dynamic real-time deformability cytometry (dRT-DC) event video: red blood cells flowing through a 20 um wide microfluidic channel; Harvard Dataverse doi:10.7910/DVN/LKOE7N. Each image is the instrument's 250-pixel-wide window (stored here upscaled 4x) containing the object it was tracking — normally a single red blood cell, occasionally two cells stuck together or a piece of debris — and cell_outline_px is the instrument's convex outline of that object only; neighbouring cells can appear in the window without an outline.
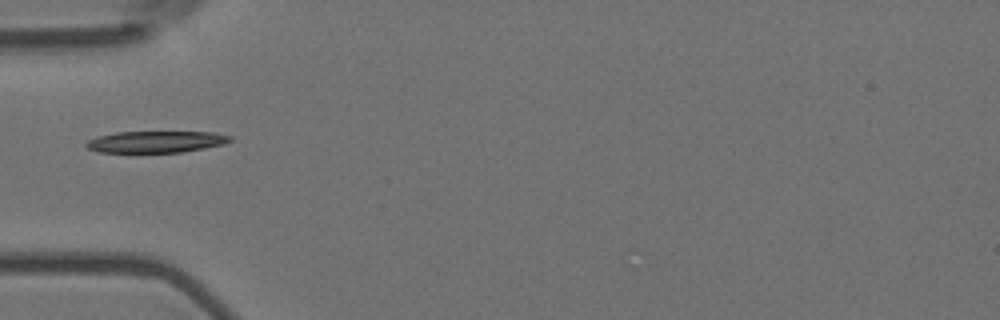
{"species": "Egyptian fruit bat (a non-hibernating species)", "species_latin": "Rousettus aegyptiacus", "temperature_condition": "room temperature", "stored_images_in_passage": 4, "camera_frame_rate_fps": 3000, "um_per_image_px": 0.085, "animal": {"sex": "female"}, "frame": {"image": 1, "passage_image": 2, "time_ms": 0.333, "image_size_px": [1000, 320], "cell_outline_px": [[232, 140], [224, 144], [204, 148], [180, 152], [100, 152], [88, 148], [84, 144], [88, 140], [96, 136], [116, 132], [216, 132], [232, 136]], "centroid_in_image_um": [13.26, 12.04], "position_along_channel_um": 71.7, "area_um2": 18.09}}
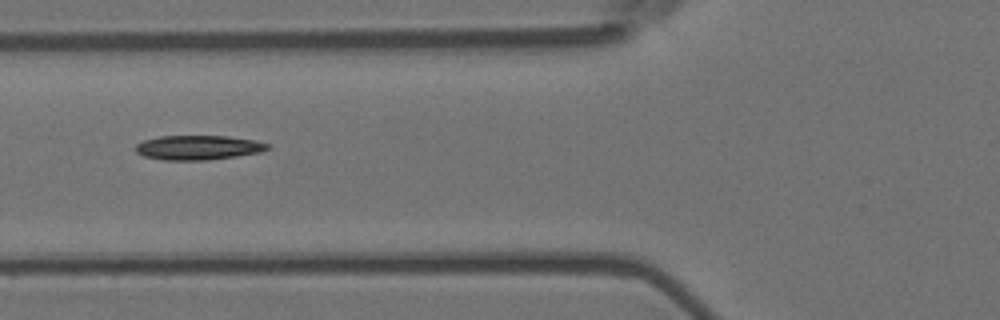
{"frame": {"image": 2, "passage_image": 3, "time_ms": 0.667, "image_size_px": [1000, 320], "cell_outline_px": [[268, 148], [260, 152], [236, 156], [208, 160], [164, 160], [144, 156], [136, 152], [136, 144], [144, 140], [160, 136], [228, 136], [256, 140], [268, 144]], "centroid_in_image_um": [16.83, 12.54], "position_along_channel_um": 109.0, "area_um2": 18.73}}
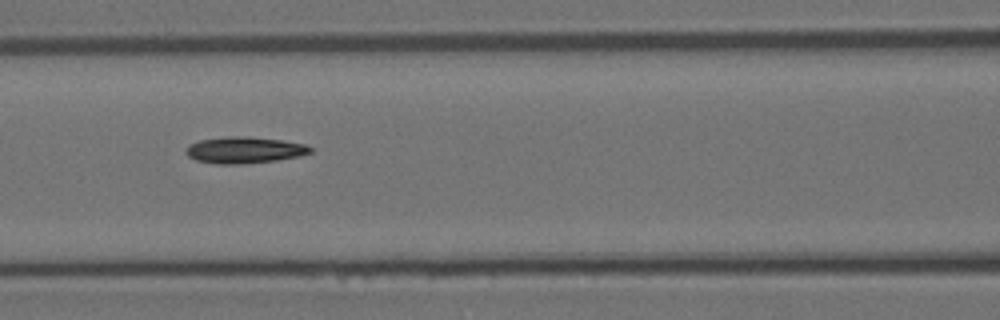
{"frame": {"image": 3, "passage_image": 4, "time_ms": 1.0, "image_size_px": [1000, 320], "cell_outline_px": [[312, 152], [300, 156], [276, 160], [240, 164], [216, 164], [196, 160], [188, 156], [184, 152], [184, 148], [188, 144], [200, 140], [232, 136], [248, 136], [280, 140], [304, 144], [312, 148]], "centroid_in_image_um": [20.73, 12.75], "position_along_channel_um": 145.9, "area_um2": 19.19}}